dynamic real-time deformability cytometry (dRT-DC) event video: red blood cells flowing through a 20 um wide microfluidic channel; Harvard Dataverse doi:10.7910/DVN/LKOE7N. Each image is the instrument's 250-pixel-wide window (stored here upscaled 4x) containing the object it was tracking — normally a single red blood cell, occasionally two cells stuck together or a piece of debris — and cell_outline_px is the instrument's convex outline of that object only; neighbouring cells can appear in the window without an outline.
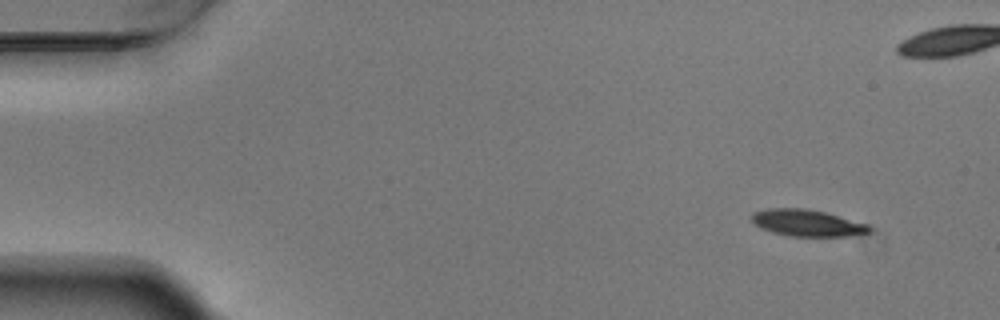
{"species": "Egyptian fruit bat (a non-hibernating species)", "species_latin": "Rousettus aegyptiacus", "temperature_condition": "warm", "stored_images_in_passage": 4, "camera_frame_rate_fps": 3000, "um_per_image_px": 0.085, "animal": {"sex": "male"}, "frame": {"image": 1, "passage_image": 1, "time_ms": 0.0, "image_size_px": [1000, 320], "cell_outline_px": [[872, 228], [868, 232], [848, 236], [788, 236], [772, 232], [756, 224], [752, 220], [752, 212], [768, 208], [804, 208], [824, 212], [868, 224]], "centroid_in_image_um": [68.6, 18.94], "position_along_channel_um": 16.4, "area_um2": 18.03}}